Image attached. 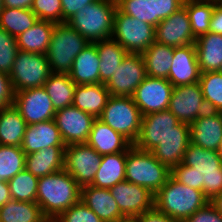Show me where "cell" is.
Masks as SVG:
<instances>
[{
  "label": "cell",
  "instance_id": "cell-42",
  "mask_svg": "<svg viewBox=\"0 0 222 222\" xmlns=\"http://www.w3.org/2000/svg\"><path fill=\"white\" fill-rule=\"evenodd\" d=\"M18 51L16 37L0 27V72L11 73Z\"/></svg>",
  "mask_w": 222,
  "mask_h": 222
},
{
  "label": "cell",
  "instance_id": "cell-57",
  "mask_svg": "<svg viewBox=\"0 0 222 222\" xmlns=\"http://www.w3.org/2000/svg\"><path fill=\"white\" fill-rule=\"evenodd\" d=\"M220 73H222V64H221V67H220V69L218 70Z\"/></svg>",
  "mask_w": 222,
  "mask_h": 222
},
{
  "label": "cell",
  "instance_id": "cell-26",
  "mask_svg": "<svg viewBox=\"0 0 222 222\" xmlns=\"http://www.w3.org/2000/svg\"><path fill=\"white\" fill-rule=\"evenodd\" d=\"M66 146H50L38 152L27 154L25 169L40 178L64 169Z\"/></svg>",
  "mask_w": 222,
  "mask_h": 222
},
{
  "label": "cell",
  "instance_id": "cell-33",
  "mask_svg": "<svg viewBox=\"0 0 222 222\" xmlns=\"http://www.w3.org/2000/svg\"><path fill=\"white\" fill-rule=\"evenodd\" d=\"M174 47L153 42L141 54L145 63L147 76L167 79L172 65Z\"/></svg>",
  "mask_w": 222,
  "mask_h": 222
},
{
  "label": "cell",
  "instance_id": "cell-16",
  "mask_svg": "<svg viewBox=\"0 0 222 222\" xmlns=\"http://www.w3.org/2000/svg\"><path fill=\"white\" fill-rule=\"evenodd\" d=\"M96 118L71 105L56 110L54 121L64 144L86 143Z\"/></svg>",
  "mask_w": 222,
  "mask_h": 222
},
{
  "label": "cell",
  "instance_id": "cell-31",
  "mask_svg": "<svg viewBox=\"0 0 222 222\" xmlns=\"http://www.w3.org/2000/svg\"><path fill=\"white\" fill-rule=\"evenodd\" d=\"M56 23L38 20L16 38L18 49L30 53L46 54Z\"/></svg>",
  "mask_w": 222,
  "mask_h": 222
},
{
  "label": "cell",
  "instance_id": "cell-51",
  "mask_svg": "<svg viewBox=\"0 0 222 222\" xmlns=\"http://www.w3.org/2000/svg\"><path fill=\"white\" fill-rule=\"evenodd\" d=\"M12 199L8 182L0 180V207Z\"/></svg>",
  "mask_w": 222,
  "mask_h": 222
},
{
  "label": "cell",
  "instance_id": "cell-10",
  "mask_svg": "<svg viewBox=\"0 0 222 222\" xmlns=\"http://www.w3.org/2000/svg\"><path fill=\"white\" fill-rule=\"evenodd\" d=\"M102 157L86 143L70 144L64 150V169L82 188L93 183Z\"/></svg>",
  "mask_w": 222,
  "mask_h": 222
},
{
  "label": "cell",
  "instance_id": "cell-3",
  "mask_svg": "<svg viewBox=\"0 0 222 222\" xmlns=\"http://www.w3.org/2000/svg\"><path fill=\"white\" fill-rule=\"evenodd\" d=\"M210 202L203 191L188 187L171 175L155 193L154 207L167 216L184 222L189 216Z\"/></svg>",
  "mask_w": 222,
  "mask_h": 222
},
{
  "label": "cell",
  "instance_id": "cell-45",
  "mask_svg": "<svg viewBox=\"0 0 222 222\" xmlns=\"http://www.w3.org/2000/svg\"><path fill=\"white\" fill-rule=\"evenodd\" d=\"M184 222H222V216L216 207L211 202H208Z\"/></svg>",
  "mask_w": 222,
  "mask_h": 222
},
{
  "label": "cell",
  "instance_id": "cell-27",
  "mask_svg": "<svg viewBox=\"0 0 222 222\" xmlns=\"http://www.w3.org/2000/svg\"><path fill=\"white\" fill-rule=\"evenodd\" d=\"M110 96L104 83L76 85L72 105L98 119Z\"/></svg>",
  "mask_w": 222,
  "mask_h": 222
},
{
  "label": "cell",
  "instance_id": "cell-6",
  "mask_svg": "<svg viewBox=\"0 0 222 222\" xmlns=\"http://www.w3.org/2000/svg\"><path fill=\"white\" fill-rule=\"evenodd\" d=\"M171 175V170L159 162L151 151L134 145L126 152V181L148 188L155 194Z\"/></svg>",
  "mask_w": 222,
  "mask_h": 222
},
{
  "label": "cell",
  "instance_id": "cell-47",
  "mask_svg": "<svg viewBox=\"0 0 222 222\" xmlns=\"http://www.w3.org/2000/svg\"><path fill=\"white\" fill-rule=\"evenodd\" d=\"M97 0H61L62 2V23L67 22L72 18L78 10H81L85 5Z\"/></svg>",
  "mask_w": 222,
  "mask_h": 222
},
{
  "label": "cell",
  "instance_id": "cell-36",
  "mask_svg": "<svg viewBox=\"0 0 222 222\" xmlns=\"http://www.w3.org/2000/svg\"><path fill=\"white\" fill-rule=\"evenodd\" d=\"M0 222H50L37 202L10 200L0 207Z\"/></svg>",
  "mask_w": 222,
  "mask_h": 222
},
{
  "label": "cell",
  "instance_id": "cell-58",
  "mask_svg": "<svg viewBox=\"0 0 222 222\" xmlns=\"http://www.w3.org/2000/svg\"><path fill=\"white\" fill-rule=\"evenodd\" d=\"M204 1H215V2H217L218 0H204Z\"/></svg>",
  "mask_w": 222,
  "mask_h": 222
},
{
  "label": "cell",
  "instance_id": "cell-46",
  "mask_svg": "<svg viewBox=\"0 0 222 222\" xmlns=\"http://www.w3.org/2000/svg\"><path fill=\"white\" fill-rule=\"evenodd\" d=\"M14 95L9 75L0 72V110L13 105Z\"/></svg>",
  "mask_w": 222,
  "mask_h": 222
},
{
  "label": "cell",
  "instance_id": "cell-41",
  "mask_svg": "<svg viewBox=\"0 0 222 222\" xmlns=\"http://www.w3.org/2000/svg\"><path fill=\"white\" fill-rule=\"evenodd\" d=\"M25 157L21 147L0 144V180L8 182L24 170Z\"/></svg>",
  "mask_w": 222,
  "mask_h": 222
},
{
  "label": "cell",
  "instance_id": "cell-52",
  "mask_svg": "<svg viewBox=\"0 0 222 222\" xmlns=\"http://www.w3.org/2000/svg\"><path fill=\"white\" fill-rule=\"evenodd\" d=\"M222 216V193L217 195L213 200L210 201Z\"/></svg>",
  "mask_w": 222,
  "mask_h": 222
},
{
  "label": "cell",
  "instance_id": "cell-21",
  "mask_svg": "<svg viewBox=\"0 0 222 222\" xmlns=\"http://www.w3.org/2000/svg\"><path fill=\"white\" fill-rule=\"evenodd\" d=\"M172 61L167 79L173 87L199 82L201 72L194 44L174 47Z\"/></svg>",
  "mask_w": 222,
  "mask_h": 222
},
{
  "label": "cell",
  "instance_id": "cell-22",
  "mask_svg": "<svg viewBox=\"0 0 222 222\" xmlns=\"http://www.w3.org/2000/svg\"><path fill=\"white\" fill-rule=\"evenodd\" d=\"M191 143L217 151L222 139V113L207 111L190 124Z\"/></svg>",
  "mask_w": 222,
  "mask_h": 222
},
{
  "label": "cell",
  "instance_id": "cell-49",
  "mask_svg": "<svg viewBox=\"0 0 222 222\" xmlns=\"http://www.w3.org/2000/svg\"><path fill=\"white\" fill-rule=\"evenodd\" d=\"M209 32L222 35V8L217 3L211 16Z\"/></svg>",
  "mask_w": 222,
  "mask_h": 222
},
{
  "label": "cell",
  "instance_id": "cell-24",
  "mask_svg": "<svg viewBox=\"0 0 222 222\" xmlns=\"http://www.w3.org/2000/svg\"><path fill=\"white\" fill-rule=\"evenodd\" d=\"M86 144L102 156L127 152L133 146L122 134L116 132L99 119L93 122Z\"/></svg>",
  "mask_w": 222,
  "mask_h": 222
},
{
  "label": "cell",
  "instance_id": "cell-38",
  "mask_svg": "<svg viewBox=\"0 0 222 222\" xmlns=\"http://www.w3.org/2000/svg\"><path fill=\"white\" fill-rule=\"evenodd\" d=\"M38 21L31 9L3 7L0 13V27L13 37L31 28Z\"/></svg>",
  "mask_w": 222,
  "mask_h": 222
},
{
  "label": "cell",
  "instance_id": "cell-50",
  "mask_svg": "<svg viewBox=\"0 0 222 222\" xmlns=\"http://www.w3.org/2000/svg\"><path fill=\"white\" fill-rule=\"evenodd\" d=\"M34 0H3V7L31 9Z\"/></svg>",
  "mask_w": 222,
  "mask_h": 222
},
{
  "label": "cell",
  "instance_id": "cell-54",
  "mask_svg": "<svg viewBox=\"0 0 222 222\" xmlns=\"http://www.w3.org/2000/svg\"><path fill=\"white\" fill-rule=\"evenodd\" d=\"M122 222H136V221L134 219H126V220H124Z\"/></svg>",
  "mask_w": 222,
  "mask_h": 222
},
{
  "label": "cell",
  "instance_id": "cell-8",
  "mask_svg": "<svg viewBox=\"0 0 222 222\" xmlns=\"http://www.w3.org/2000/svg\"><path fill=\"white\" fill-rule=\"evenodd\" d=\"M155 27L116 8L112 38L128 53L143 54L155 42Z\"/></svg>",
  "mask_w": 222,
  "mask_h": 222
},
{
  "label": "cell",
  "instance_id": "cell-7",
  "mask_svg": "<svg viewBox=\"0 0 222 222\" xmlns=\"http://www.w3.org/2000/svg\"><path fill=\"white\" fill-rule=\"evenodd\" d=\"M98 119L122 134L133 145L137 141L142 114L131 96L111 95Z\"/></svg>",
  "mask_w": 222,
  "mask_h": 222
},
{
  "label": "cell",
  "instance_id": "cell-15",
  "mask_svg": "<svg viewBox=\"0 0 222 222\" xmlns=\"http://www.w3.org/2000/svg\"><path fill=\"white\" fill-rule=\"evenodd\" d=\"M13 105L27 125L52 120L56 113L44 87L15 92Z\"/></svg>",
  "mask_w": 222,
  "mask_h": 222
},
{
  "label": "cell",
  "instance_id": "cell-43",
  "mask_svg": "<svg viewBox=\"0 0 222 222\" xmlns=\"http://www.w3.org/2000/svg\"><path fill=\"white\" fill-rule=\"evenodd\" d=\"M31 10L38 20L62 23L61 0H34Z\"/></svg>",
  "mask_w": 222,
  "mask_h": 222
},
{
  "label": "cell",
  "instance_id": "cell-1",
  "mask_svg": "<svg viewBox=\"0 0 222 222\" xmlns=\"http://www.w3.org/2000/svg\"><path fill=\"white\" fill-rule=\"evenodd\" d=\"M171 176L183 185L203 191L209 201L222 193V159L219 153L191 142L182 163L171 169Z\"/></svg>",
  "mask_w": 222,
  "mask_h": 222
},
{
  "label": "cell",
  "instance_id": "cell-53",
  "mask_svg": "<svg viewBox=\"0 0 222 222\" xmlns=\"http://www.w3.org/2000/svg\"><path fill=\"white\" fill-rule=\"evenodd\" d=\"M217 152L219 153V156L222 159V139H221V142H220V145H219V148H218Z\"/></svg>",
  "mask_w": 222,
  "mask_h": 222
},
{
  "label": "cell",
  "instance_id": "cell-20",
  "mask_svg": "<svg viewBox=\"0 0 222 222\" xmlns=\"http://www.w3.org/2000/svg\"><path fill=\"white\" fill-rule=\"evenodd\" d=\"M191 142L190 124L180 122L151 152L170 170L182 163L185 151Z\"/></svg>",
  "mask_w": 222,
  "mask_h": 222
},
{
  "label": "cell",
  "instance_id": "cell-17",
  "mask_svg": "<svg viewBox=\"0 0 222 222\" xmlns=\"http://www.w3.org/2000/svg\"><path fill=\"white\" fill-rule=\"evenodd\" d=\"M116 3L122 13L156 27L182 7L184 0H116Z\"/></svg>",
  "mask_w": 222,
  "mask_h": 222
},
{
  "label": "cell",
  "instance_id": "cell-23",
  "mask_svg": "<svg viewBox=\"0 0 222 222\" xmlns=\"http://www.w3.org/2000/svg\"><path fill=\"white\" fill-rule=\"evenodd\" d=\"M80 200L103 222H122L126 220L109 189L97 188L92 185L84 186L81 188Z\"/></svg>",
  "mask_w": 222,
  "mask_h": 222
},
{
  "label": "cell",
  "instance_id": "cell-11",
  "mask_svg": "<svg viewBox=\"0 0 222 222\" xmlns=\"http://www.w3.org/2000/svg\"><path fill=\"white\" fill-rule=\"evenodd\" d=\"M116 200L121 214L126 219H135L154 208L153 194L148 188L129 181H122L109 189Z\"/></svg>",
  "mask_w": 222,
  "mask_h": 222
},
{
  "label": "cell",
  "instance_id": "cell-2",
  "mask_svg": "<svg viewBox=\"0 0 222 222\" xmlns=\"http://www.w3.org/2000/svg\"><path fill=\"white\" fill-rule=\"evenodd\" d=\"M80 197L81 187L65 169L38 180L36 202L50 222L78 203Z\"/></svg>",
  "mask_w": 222,
  "mask_h": 222
},
{
  "label": "cell",
  "instance_id": "cell-56",
  "mask_svg": "<svg viewBox=\"0 0 222 222\" xmlns=\"http://www.w3.org/2000/svg\"><path fill=\"white\" fill-rule=\"evenodd\" d=\"M217 4L222 8V0H218Z\"/></svg>",
  "mask_w": 222,
  "mask_h": 222
},
{
  "label": "cell",
  "instance_id": "cell-9",
  "mask_svg": "<svg viewBox=\"0 0 222 222\" xmlns=\"http://www.w3.org/2000/svg\"><path fill=\"white\" fill-rule=\"evenodd\" d=\"M51 74L46 54L17 52L12 71L9 74L14 92L43 87Z\"/></svg>",
  "mask_w": 222,
  "mask_h": 222
},
{
  "label": "cell",
  "instance_id": "cell-25",
  "mask_svg": "<svg viewBox=\"0 0 222 222\" xmlns=\"http://www.w3.org/2000/svg\"><path fill=\"white\" fill-rule=\"evenodd\" d=\"M50 146H66L54 119L27 125L21 145L26 155Z\"/></svg>",
  "mask_w": 222,
  "mask_h": 222
},
{
  "label": "cell",
  "instance_id": "cell-30",
  "mask_svg": "<svg viewBox=\"0 0 222 222\" xmlns=\"http://www.w3.org/2000/svg\"><path fill=\"white\" fill-rule=\"evenodd\" d=\"M194 46L201 73L220 69L222 64V35L208 32L198 37Z\"/></svg>",
  "mask_w": 222,
  "mask_h": 222
},
{
  "label": "cell",
  "instance_id": "cell-40",
  "mask_svg": "<svg viewBox=\"0 0 222 222\" xmlns=\"http://www.w3.org/2000/svg\"><path fill=\"white\" fill-rule=\"evenodd\" d=\"M39 178L26 169L20 171L8 181L12 200L36 202Z\"/></svg>",
  "mask_w": 222,
  "mask_h": 222
},
{
  "label": "cell",
  "instance_id": "cell-37",
  "mask_svg": "<svg viewBox=\"0 0 222 222\" xmlns=\"http://www.w3.org/2000/svg\"><path fill=\"white\" fill-rule=\"evenodd\" d=\"M216 3L215 1L184 0L183 6L187 10L196 39L209 32L210 20Z\"/></svg>",
  "mask_w": 222,
  "mask_h": 222
},
{
  "label": "cell",
  "instance_id": "cell-34",
  "mask_svg": "<svg viewBox=\"0 0 222 222\" xmlns=\"http://www.w3.org/2000/svg\"><path fill=\"white\" fill-rule=\"evenodd\" d=\"M26 121L14 105L0 110V144L21 147Z\"/></svg>",
  "mask_w": 222,
  "mask_h": 222
},
{
  "label": "cell",
  "instance_id": "cell-14",
  "mask_svg": "<svg viewBox=\"0 0 222 222\" xmlns=\"http://www.w3.org/2000/svg\"><path fill=\"white\" fill-rule=\"evenodd\" d=\"M173 92L168 79L147 76L131 96L142 116L167 110Z\"/></svg>",
  "mask_w": 222,
  "mask_h": 222
},
{
  "label": "cell",
  "instance_id": "cell-5",
  "mask_svg": "<svg viewBox=\"0 0 222 222\" xmlns=\"http://www.w3.org/2000/svg\"><path fill=\"white\" fill-rule=\"evenodd\" d=\"M89 44L66 22L55 24L46 52L51 73L69 74L74 59Z\"/></svg>",
  "mask_w": 222,
  "mask_h": 222
},
{
  "label": "cell",
  "instance_id": "cell-44",
  "mask_svg": "<svg viewBox=\"0 0 222 222\" xmlns=\"http://www.w3.org/2000/svg\"><path fill=\"white\" fill-rule=\"evenodd\" d=\"M52 222H103L89 207L81 200L63 211Z\"/></svg>",
  "mask_w": 222,
  "mask_h": 222
},
{
  "label": "cell",
  "instance_id": "cell-48",
  "mask_svg": "<svg viewBox=\"0 0 222 222\" xmlns=\"http://www.w3.org/2000/svg\"><path fill=\"white\" fill-rule=\"evenodd\" d=\"M136 222H180L158 211L155 207L134 219Z\"/></svg>",
  "mask_w": 222,
  "mask_h": 222
},
{
  "label": "cell",
  "instance_id": "cell-19",
  "mask_svg": "<svg viewBox=\"0 0 222 222\" xmlns=\"http://www.w3.org/2000/svg\"><path fill=\"white\" fill-rule=\"evenodd\" d=\"M155 41L172 46L182 47L195 44L187 10L184 6L172 13L168 18L161 20L155 27Z\"/></svg>",
  "mask_w": 222,
  "mask_h": 222
},
{
  "label": "cell",
  "instance_id": "cell-35",
  "mask_svg": "<svg viewBox=\"0 0 222 222\" xmlns=\"http://www.w3.org/2000/svg\"><path fill=\"white\" fill-rule=\"evenodd\" d=\"M43 87L55 110L73 104L76 84L70 79L69 74L51 73Z\"/></svg>",
  "mask_w": 222,
  "mask_h": 222
},
{
  "label": "cell",
  "instance_id": "cell-18",
  "mask_svg": "<svg viewBox=\"0 0 222 222\" xmlns=\"http://www.w3.org/2000/svg\"><path fill=\"white\" fill-rule=\"evenodd\" d=\"M179 123L168 109L142 116L140 134L134 146L152 151Z\"/></svg>",
  "mask_w": 222,
  "mask_h": 222
},
{
  "label": "cell",
  "instance_id": "cell-4",
  "mask_svg": "<svg viewBox=\"0 0 222 222\" xmlns=\"http://www.w3.org/2000/svg\"><path fill=\"white\" fill-rule=\"evenodd\" d=\"M116 0H97L85 5L66 23L89 43L112 38Z\"/></svg>",
  "mask_w": 222,
  "mask_h": 222
},
{
  "label": "cell",
  "instance_id": "cell-12",
  "mask_svg": "<svg viewBox=\"0 0 222 222\" xmlns=\"http://www.w3.org/2000/svg\"><path fill=\"white\" fill-rule=\"evenodd\" d=\"M147 77L141 54L127 53L111 79L105 84L112 96H132Z\"/></svg>",
  "mask_w": 222,
  "mask_h": 222
},
{
  "label": "cell",
  "instance_id": "cell-32",
  "mask_svg": "<svg viewBox=\"0 0 222 222\" xmlns=\"http://www.w3.org/2000/svg\"><path fill=\"white\" fill-rule=\"evenodd\" d=\"M94 44L96 45L100 58V83L106 84L116 72L128 52L113 38L101 40Z\"/></svg>",
  "mask_w": 222,
  "mask_h": 222
},
{
  "label": "cell",
  "instance_id": "cell-55",
  "mask_svg": "<svg viewBox=\"0 0 222 222\" xmlns=\"http://www.w3.org/2000/svg\"><path fill=\"white\" fill-rule=\"evenodd\" d=\"M2 8H3V0H0V13Z\"/></svg>",
  "mask_w": 222,
  "mask_h": 222
},
{
  "label": "cell",
  "instance_id": "cell-29",
  "mask_svg": "<svg viewBox=\"0 0 222 222\" xmlns=\"http://www.w3.org/2000/svg\"><path fill=\"white\" fill-rule=\"evenodd\" d=\"M126 180V152L104 155L96 172L93 187L110 189Z\"/></svg>",
  "mask_w": 222,
  "mask_h": 222
},
{
  "label": "cell",
  "instance_id": "cell-28",
  "mask_svg": "<svg viewBox=\"0 0 222 222\" xmlns=\"http://www.w3.org/2000/svg\"><path fill=\"white\" fill-rule=\"evenodd\" d=\"M99 62L96 45L90 43L74 59L70 79L76 85L100 83Z\"/></svg>",
  "mask_w": 222,
  "mask_h": 222
},
{
  "label": "cell",
  "instance_id": "cell-13",
  "mask_svg": "<svg viewBox=\"0 0 222 222\" xmlns=\"http://www.w3.org/2000/svg\"><path fill=\"white\" fill-rule=\"evenodd\" d=\"M168 110L180 121L191 124L208 111L199 82L175 86Z\"/></svg>",
  "mask_w": 222,
  "mask_h": 222
},
{
  "label": "cell",
  "instance_id": "cell-39",
  "mask_svg": "<svg viewBox=\"0 0 222 222\" xmlns=\"http://www.w3.org/2000/svg\"><path fill=\"white\" fill-rule=\"evenodd\" d=\"M199 83L208 111L222 112V73L219 71L201 73Z\"/></svg>",
  "mask_w": 222,
  "mask_h": 222
}]
</instances>
